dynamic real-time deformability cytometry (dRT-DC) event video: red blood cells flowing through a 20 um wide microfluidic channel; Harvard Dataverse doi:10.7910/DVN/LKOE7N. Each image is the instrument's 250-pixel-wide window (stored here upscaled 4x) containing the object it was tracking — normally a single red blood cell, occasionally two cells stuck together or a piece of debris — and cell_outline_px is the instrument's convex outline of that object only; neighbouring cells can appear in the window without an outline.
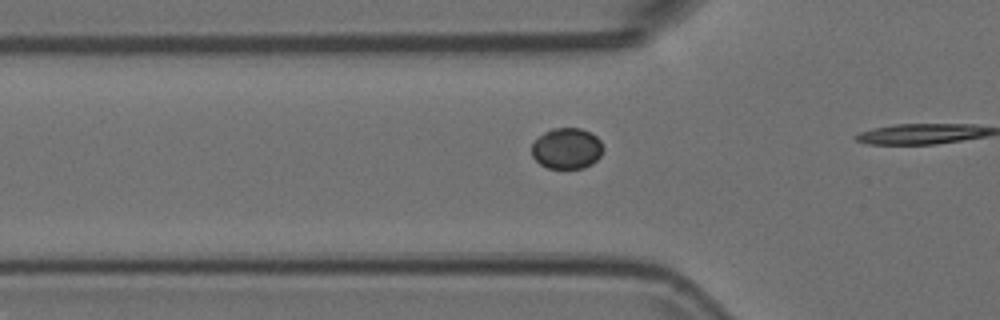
{"species": "Egyptian fruit bat (a non-hibernating species)", "species_latin": "Rousettus aegyptiacus", "temperature_condition": "room temperature", "stored_images_in_passage": 9, "camera_frame_rate_fps": 3000, "um_per_image_px": 0.085, "animal": {"sex": "female"}, "frame": {"image": 1, "passage_image": 8, "time_ms": 2.333, "image_size_px": [1000, 320], "cell_outline_px": [[604, 148], [600, 156], [592, 164], [584, 168], [548, 168], [540, 164], [532, 156], [532, 144], [544, 132], [552, 128], [580, 128], [592, 132], [600, 140]], "centroid_in_image_um": [48.2, 12.61], "position_along_channel_um": 77.6, "area_um2": 17.11}}